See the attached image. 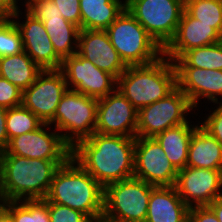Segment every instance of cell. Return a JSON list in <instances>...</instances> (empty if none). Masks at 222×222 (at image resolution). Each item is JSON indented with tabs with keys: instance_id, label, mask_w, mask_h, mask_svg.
Returning <instances> with one entry per match:
<instances>
[{
	"instance_id": "8992f818",
	"label": "cell",
	"mask_w": 222,
	"mask_h": 222,
	"mask_svg": "<svg viewBox=\"0 0 222 222\" xmlns=\"http://www.w3.org/2000/svg\"><path fill=\"white\" fill-rule=\"evenodd\" d=\"M155 187L134 176L108 184L104 187L101 222H145Z\"/></svg>"
},
{
	"instance_id": "8fae6325",
	"label": "cell",
	"mask_w": 222,
	"mask_h": 222,
	"mask_svg": "<svg viewBox=\"0 0 222 222\" xmlns=\"http://www.w3.org/2000/svg\"><path fill=\"white\" fill-rule=\"evenodd\" d=\"M134 177L156 187L175 186L178 171L152 137H136Z\"/></svg>"
},
{
	"instance_id": "cb8c5ba5",
	"label": "cell",
	"mask_w": 222,
	"mask_h": 222,
	"mask_svg": "<svg viewBox=\"0 0 222 222\" xmlns=\"http://www.w3.org/2000/svg\"><path fill=\"white\" fill-rule=\"evenodd\" d=\"M42 71L25 51L0 57V76L22 91L29 88Z\"/></svg>"
},
{
	"instance_id": "277c9868",
	"label": "cell",
	"mask_w": 222,
	"mask_h": 222,
	"mask_svg": "<svg viewBox=\"0 0 222 222\" xmlns=\"http://www.w3.org/2000/svg\"><path fill=\"white\" fill-rule=\"evenodd\" d=\"M176 87L175 65L164 55L148 65L127 66L117 79V88L138 111L166 97Z\"/></svg>"
},
{
	"instance_id": "603a6c76",
	"label": "cell",
	"mask_w": 222,
	"mask_h": 222,
	"mask_svg": "<svg viewBox=\"0 0 222 222\" xmlns=\"http://www.w3.org/2000/svg\"><path fill=\"white\" fill-rule=\"evenodd\" d=\"M198 125H192L188 121L185 124L168 128L154 137L177 171L186 167L190 139Z\"/></svg>"
},
{
	"instance_id": "836d02e7",
	"label": "cell",
	"mask_w": 222,
	"mask_h": 222,
	"mask_svg": "<svg viewBox=\"0 0 222 222\" xmlns=\"http://www.w3.org/2000/svg\"><path fill=\"white\" fill-rule=\"evenodd\" d=\"M210 114V115H209ZM200 126L222 144V103L209 113Z\"/></svg>"
},
{
	"instance_id": "d6a6232c",
	"label": "cell",
	"mask_w": 222,
	"mask_h": 222,
	"mask_svg": "<svg viewBox=\"0 0 222 222\" xmlns=\"http://www.w3.org/2000/svg\"><path fill=\"white\" fill-rule=\"evenodd\" d=\"M22 104V90L0 76V106L14 108Z\"/></svg>"
},
{
	"instance_id": "ffe728a7",
	"label": "cell",
	"mask_w": 222,
	"mask_h": 222,
	"mask_svg": "<svg viewBox=\"0 0 222 222\" xmlns=\"http://www.w3.org/2000/svg\"><path fill=\"white\" fill-rule=\"evenodd\" d=\"M189 207L175 186L155 187L150 194L145 222H188Z\"/></svg>"
},
{
	"instance_id": "1f68e13d",
	"label": "cell",
	"mask_w": 222,
	"mask_h": 222,
	"mask_svg": "<svg viewBox=\"0 0 222 222\" xmlns=\"http://www.w3.org/2000/svg\"><path fill=\"white\" fill-rule=\"evenodd\" d=\"M26 11L35 19L62 17L52 0H25Z\"/></svg>"
},
{
	"instance_id": "5b68a950",
	"label": "cell",
	"mask_w": 222,
	"mask_h": 222,
	"mask_svg": "<svg viewBox=\"0 0 222 222\" xmlns=\"http://www.w3.org/2000/svg\"><path fill=\"white\" fill-rule=\"evenodd\" d=\"M106 32L126 66L148 65L163 56V49L127 8L106 29Z\"/></svg>"
},
{
	"instance_id": "8d00e7d4",
	"label": "cell",
	"mask_w": 222,
	"mask_h": 222,
	"mask_svg": "<svg viewBox=\"0 0 222 222\" xmlns=\"http://www.w3.org/2000/svg\"><path fill=\"white\" fill-rule=\"evenodd\" d=\"M7 108L0 106V152L8 145V136L6 130Z\"/></svg>"
},
{
	"instance_id": "d4e9b609",
	"label": "cell",
	"mask_w": 222,
	"mask_h": 222,
	"mask_svg": "<svg viewBox=\"0 0 222 222\" xmlns=\"http://www.w3.org/2000/svg\"><path fill=\"white\" fill-rule=\"evenodd\" d=\"M56 53L64 59L77 53L80 28L63 17L40 19Z\"/></svg>"
},
{
	"instance_id": "f546056e",
	"label": "cell",
	"mask_w": 222,
	"mask_h": 222,
	"mask_svg": "<svg viewBox=\"0 0 222 222\" xmlns=\"http://www.w3.org/2000/svg\"><path fill=\"white\" fill-rule=\"evenodd\" d=\"M22 51L21 34L13 19L0 20V57L16 55Z\"/></svg>"
},
{
	"instance_id": "7c38bea8",
	"label": "cell",
	"mask_w": 222,
	"mask_h": 222,
	"mask_svg": "<svg viewBox=\"0 0 222 222\" xmlns=\"http://www.w3.org/2000/svg\"><path fill=\"white\" fill-rule=\"evenodd\" d=\"M49 124L43 123L36 130L11 138L0 153L22 156L29 159L68 160L72 148L58 131L50 132Z\"/></svg>"
},
{
	"instance_id": "4dcf8cb0",
	"label": "cell",
	"mask_w": 222,
	"mask_h": 222,
	"mask_svg": "<svg viewBox=\"0 0 222 222\" xmlns=\"http://www.w3.org/2000/svg\"><path fill=\"white\" fill-rule=\"evenodd\" d=\"M50 222H93L86 214L68 206L47 201Z\"/></svg>"
},
{
	"instance_id": "3957f363",
	"label": "cell",
	"mask_w": 222,
	"mask_h": 222,
	"mask_svg": "<svg viewBox=\"0 0 222 222\" xmlns=\"http://www.w3.org/2000/svg\"><path fill=\"white\" fill-rule=\"evenodd\" d=\"M104 188L72 157L55 171L46 201L68 206L101 222Z\"/></svg>"
},
{
	"instance_id": "ba28073f",
	"label": "cell",
	"mask_w": 222,
	"mask_h": 222,
	"mask_svg": "<svg viewBox=\"0 0 222 222\" xmlns=\"http://www.w3.org/2000/svg\"><path fill=\"white\" fill-rule=\"evenodd\" d=\"M126 8L164 49L176 34L185 0H129Z\"/></svg>"
},
{
	"instance_id": "d590c367",
	"label": "cell",
	"mask_w": 222,
	"mask_h": 222,
	"mask_svg": "<svg viewBox=\"0 0 222 222\" xmlns=\"http://www.w3.org/2000/svg\"><path fill=\"white\" fill-rule=\"evenodd\" d=\"M188 222H219L214 212L208 206L189 208Z\"/></svg>"
},
{
	"instance_id": "ab89813d",
	"label": "cell",
	"mask_w": 222,
	"mask_h": 222,
	"mask_svg": "<svg viewBox=\"0 0 222 222\" xmlns=\"http://www.w3.org/2000/svg\"><path fill=\"white\" fill-rule=\"evenodd\" d=\"M0 222H13L10 215L4 210L0 214Z\"/></svg>"
},
{
	"instance_id": "30bf717a",
	"label": "cell",
	"mask_w": 222,
	"mask_h": 222,
	"mask_svg": "<svg viewBox=\"0 0 222 222\" xmlns=\"http://www.w3.org/2000/svg\"><path fill=\"white\" fill-rule=\"evenodd\" d=\"M60 70L68 89L92 98L106 97L117 88V79L113 75L100 70L77 53L65 57Z\"/></svg>"
},
{
	"instance_id": "44dd1931",
	"label": "cell",
	"mask_w": 222,
	"mask_h": 222,
	"mask_svg": "<svg viewBox=\"0 0 222 222\" xmlns=\"http://www.w3.org/2000/svg\"><path fill=\"white\" fill-rule=\"evenodd\" d=\"M186 166L222 170V144L200 125L191 136Z\"/></svg>"
},
{
	"instance_id": "74e56055",
	"label": "cell",
	"mask_w": 222,
	"mask_h": 222,
	"mask_svg": "<svg viewBox=\"0 0 222 222\" xmlns=\"http://www.w3.org/2000/svg\"><path fill=\"white\" fill-rule=\"evenodd\" d=\"M16 7L9 0H0V20L12 19Z\"/></svg>"
},
{
	"instance_id": "e0dca14e",
	"label": "cell",
	"mask_w": 222,
	"mask_h": 222,
	"mask_svg": "<svg viewBox=\"0 0 222 222\" xmlns=\"http://www.w3.org/2000/svg\"><path fill=\"white\" fill-rule=\"evenodd\" d=\"M177 87L188 97L193 108L199 100L205 98L211 103L219 104L222 97V70L196 67H175ZM217 96V97H216Z\"/></svg>"
},
{
	"instance_id": "7402d4cb",
	"label": "cell",
	"mask_w": 222,
	"mask_h": 222,
	"mask_svg": "<svg viewBox=\"0 0 222 222\" xmlns=\"http://www.w3.org/2000/svg\"><path fill=\"white\" fill-rule=\"evenodd\" d=\"M81 30H106L124 11L123 0H79Z\"/></svg>"
},
{
	"instance_id": "6da1fadb",
	"label": "cell",
	"mask_w": 222,
	"mask_h": 222,
	"mask_svg": "<svg viewBox=\"0 0 222 222\" xmlns=\"http://www.w3.org/2000/svg\"><path fill=\"white\" fill-rule=\"evenodd\" d=\"M134 147L133 137L94 132L72 148L71 157L104 188L134 176Z\"/></svg>"
},
{
	"instance_id": "9c48e42d",
	"label": "cell",
	"mask_w": 222,
	"mask_h": 222,
	"mask_svg": "<svg viewBox=\"0 0 222 222\" xmlns=\"http://www.w3.org/2000/svg\"><path fill=\"white\" fill-rule=\"evenodd\" d=\"M193 106L188 97L176 87L166 97L138 111L137 137H152L188 122L186 116Z\"/></svg>"
},
{
	"instance_id": "ac0fdd59",
	"label": "cell",
	"mask_w": 222,
	"mask_h": 222,
	"mask_svg": "<svg viewBox=\"0 0 222 222\" xmlns=\"http://www.w3.org/2000/svg\"><path fill=\"white\" fill-rule=\"evenodd\" d=\"M77 54L116 79L127 67L111 44L106 30H80Z\"/></svg>"
},
{
	"instance_id": "f1b7e54d",
	"label": "cell",
	"mask_w": 222,
	"mask_h": 222,
	"mask_svg": "<svg viewBox=\"0 0 222 222\" xmlns=\"http://www.w3.org/2000/svg\"><path fill=\"white\" fill-rule=\"evenodd\" d=\"M42 124L36 115L22 105L8 108L6 113L8 142L11 138L36 130Z\"/></svg>"
},
{
	"instance_id": "2e32d148",
	"label": "cell",
	"mask_w": 222,
	"mask_h": 222,
	"mask_svg": "<svg viewBox=\"0 0 222 222\" xmlns=\"http://www.w3.org/2000/svg\"><path fill=\"white\" fill-rule=\"evenodd\" d=\"M20 14L23 12L16 8L12 19L20 31L23 50L42 70L60 69L63 59L56 53L43 22L25 10V20L20 23Z\"/></svg>"
},
{
	"instance_id": "484cf974",
	"label": "cell",
	"mask_w": 222,
	"mask_h": 222,
	"mask_svg": "<svg viewBox=\"0 0 222 222\" xmlns=\"http://www.w3.org/2000/svg\"><path fill=\"white\" fill-rule=\"evenodd\" d=\"M175 67H196L222 70V41L192 48L174 62Z\"/></svg>"
},
{
	"instance_id": "f35d334b",
	"label": "cell",
	"mask_w": 222,
	"mask_h": 222,
	"mask_svg": "<svg viewBox=\"0 0 222 222\" xmlns=\"http://www.w3.org/2000/svg\"><path fill=\"white\" fill-rule=\"evenodd\" d=\"M208 207L214 212L219 222H222V196L216 198Z\"/></svg>"
},
{
	"instance_id": "4316f807",
	"label": "cell",
	"mask_w": 222,
	"mask_h": 222,
	"mask_svg": "<svg viewBox=\"0 0 222 222\" xmlns=\"http://www.w3.org/2000/svg\"><path fill=\"white\" fill-rule=\"evenodd\" d=\"M4 210L13 222H50L45 199L4 202Z\"/></svg>"
},
{
	"instance_id": "5bb4252c",
	"label": "cell",
	"mask_w": 222,
	"mask_h": 222,
	"mask_svg": "<svg viewBox=\"0 0 222 222\" xmlns=\"http://www.w3.org/2000/svg\"><path fill=\"white\" fill-rule=\"evenodd\" d=\"M137 124L138 110L118 88L98 99L96 133L136 138Z\"/></svg>"
},
{
	"instance_id": "b9f144b4",
	"label": "cell",
	"mask_w": 222,
	"mask_h": 222,
	"mask_svg": "<svg viewBox=\"0 0 222 222\" xmlns=\"http://www.w3.org/2000/svg\"><path fill=\"white\" fill-rule=\"evenodd\" d=\"M4 211V202L0 200V214Z\"/></svg>"
},
{
	"instance_id": "4fadbf2b",
	"label": "cell",
	"mask_w": 222,
	"mask_h": 222,
	"mask_svg": "<svg viewBox=\"0 0 222 222\" xmlns=\"http://www.w3.org/2000/svg\"><path fill=\"white\" fill-rule=\"evenodd\" d=\"M67 89L65 76L60 69L43 70L36 81L22 91L21 105L48 124L54 118L61 97Z\"/></svg>"
},
{
	"instance_id": "9a60e30c",
	"label": "cell",
	"mask_w": 222,
	"mask_h": 222,
	"mask_svg": "<svg viewBox=\"0 0 222 222\" xmlns=\"http://www.w3.org/2000/svg\"><path fill=\"white\" fill-rule=\"evenodd\" d=\"M175 188L189 208L208 206L222 196V170L186 166L178 171Z\"/></svg>"
},
{
	"instance_id": "52a82bcc",
	"label": "cell",
	"mask_w": 222,
	"mask_h": 222,
	"mask_svg": "<svg viewBox=\"0 0 222 222\" xmlns=\"http://www.w3.org/2000/svg\"><path fill=\"white\" fill-rule=\"evenodd\" d=\"M97 105L98 99L67 89L61 97L54 118L48 124L51 126L55 123V130L73 148L95 132Z\"/></svg>"
},
{
	"instance_id": "e575fe53",
	"label": "cell",
	"mask_w": 222,
	"mask_h": 222,
	"mask_svg": "<svg viewBox=\"0 0 222 222\" xmlns=\"http://www.w3.org/2000/svg\"><path fill=\"white\" fill-rule=\"evenodd\" d=\"M58 7L62 17L81 29V13L79 0H52Z\"/></svg>"
},
{
	"instance_id": "d6986e66",
	"label": "cell",
	"mask_w": 222,
	"mask_h": 222,
	"mask_svg": "<svg viewBox=\"0 0 222 222\" xmlns=\"http://www.w3.org/2000/svg\"><path fill=\"white\" fill-rule=\"evenodd\" d=\"M222 41V36L210 25L191 17L185 10L174 38L163 49V55L174 62L192 48Z\"/></svg>"
},
{
	"instance_id": "7a4b0ae2",
	"label": "cell",
	"mask_w": 222,
	"mask_h": 222,
	"mask_svg": "<svg viewBox=\"0 0 222 222\" xmlns=\"http://www.w3.org/2000/svg\"><path fill=\"white\" fill-rule=\"evenodd\" d=\"M66 161L29 159L0 153V200L45 199L55 171Z\"/></svg>"
},
{
	"instance_id": "83f0119b",
	"label": "cell",
	"mask_w": 222,
	"mask_h": 222,
	"mask_svg": "<svg viewBox=\"0 0 222 222\" xmlns=\"http://www.w3.org/2000/svg\"><path fill=\"white\" fill-rule=\"evenodd\" d=\"M185 11L222 36V0H185Z\"/></svg>"
},
{
	"instance_id": "60d3db41",
	"label": "cell",
	"mask_w": 222,
	"mask_h": 222,
	"mask_svg": "<svg viewBox=\"0 0 222 222\" xmlns=\"http://www.w3.org/2000/svg\"><path fill=\"white\" fill-rule=\"evenodd\" d=\"M16 8H20V6H18L17 4V2L19 1V0H9Z\"/></svg>"
}]
</instances>
